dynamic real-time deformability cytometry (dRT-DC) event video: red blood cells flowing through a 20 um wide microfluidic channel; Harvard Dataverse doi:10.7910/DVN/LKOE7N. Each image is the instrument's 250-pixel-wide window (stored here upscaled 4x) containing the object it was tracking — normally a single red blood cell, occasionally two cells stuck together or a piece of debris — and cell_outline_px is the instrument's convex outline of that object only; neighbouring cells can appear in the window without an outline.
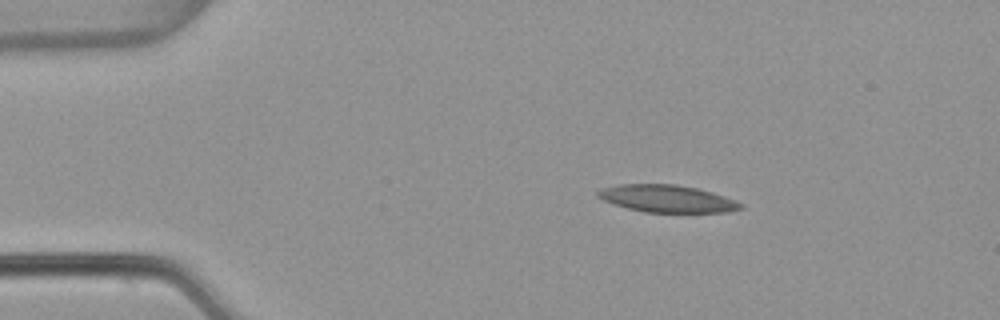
{"species": "common noctule bat (a hibernating species)", "species_latin": "Nyctalus noctula", "temperature_condition": "warm", "stored_images_in_passage": 45, "camera_frame_rate_fps": 3000, "um_per_image_px": 0.085, "animal": {"sex": "female", "body_mass_g": 22.7, "forearm_length_mm": 54.2}, "frame": {"image": 1, "passage_image": 1, "time_ms": 0.0, "image_size_px": [1000, 320], "cell_outline_px": [[744, 208], [728, 212], [644, 212], [628, 208], [604, 200], [596, 196], [596, 192], [600, 188], [620, 184], [676, 184], [696, 188], [712, 192], [736, 200], [744, 204]], "centroid_in_image_um": [56.73, 16.88], "position_along_channel_um": 28.3, "area_um2": 22.72}}
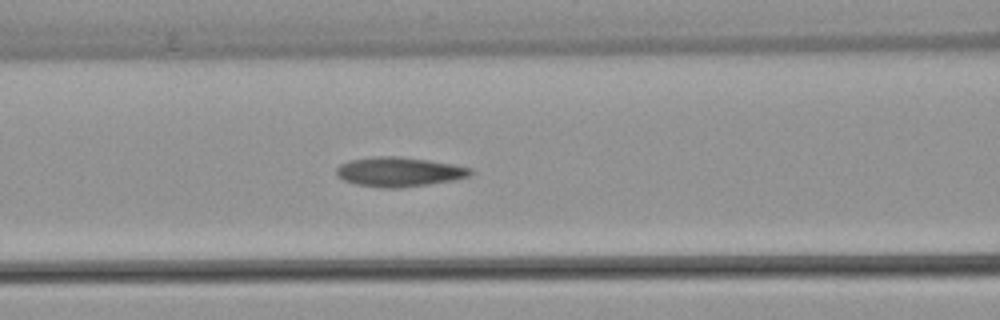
{"frame": {"image": 2, "passage_image": 14, "time_ms": 4.333, "image_size_px": [1000, 320], "cell_outline_px": [[476, 172], [468, 176], [456, 180], [400, 188], [380, 188], [356, 184], [344, 180], [336, 176], [336, 168], [340, 164], [348, 160], [372, 156], [400, 156], [428, 160], [452, 164], [472, 168]], "centroid_in_image_um": [33.92, 14.6], "position_along_channel_um": 132.7, "area_um2": 23.35}}
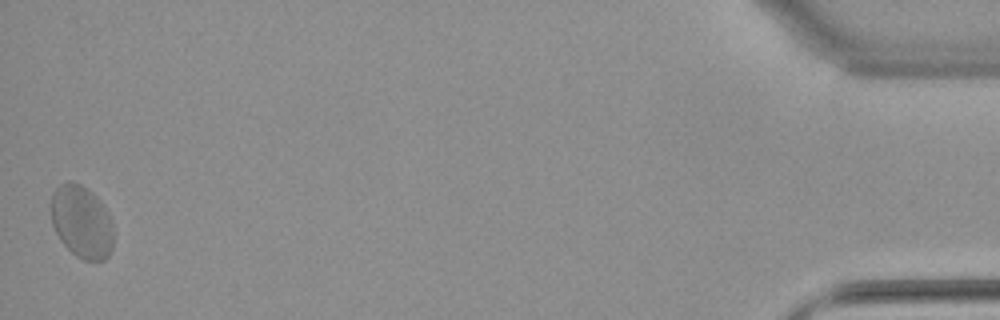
{"frame": {"image": 3, "passage_image": 45, "time_ms": 14.667, "image_size_px": [1000, 320], "cell_outline_px": [[112, 248], [108, 256], [104, 260], [84, 260], [76, 256], [60, 240], [52, 224], [52, 192], [60, 184], [68, 180], [80, 184], [88, 188], [104, 204], [112, 220]], "centroid_in_image_um": [6.95, 18.83], "position_along_channel_um": 428.2, "area_um2": 26.47}, "authors_computed_cell_mechanics": {"area_um2": 23.12, "velocity_mm_per_s": 3.7844, "shape_relaxation_time_tau1_ms": null, "shape_relaxation_time_tau2_ms": 1.2484, "deformation_change_tau1": null, "deformation_change_tau2": 0.0652}}